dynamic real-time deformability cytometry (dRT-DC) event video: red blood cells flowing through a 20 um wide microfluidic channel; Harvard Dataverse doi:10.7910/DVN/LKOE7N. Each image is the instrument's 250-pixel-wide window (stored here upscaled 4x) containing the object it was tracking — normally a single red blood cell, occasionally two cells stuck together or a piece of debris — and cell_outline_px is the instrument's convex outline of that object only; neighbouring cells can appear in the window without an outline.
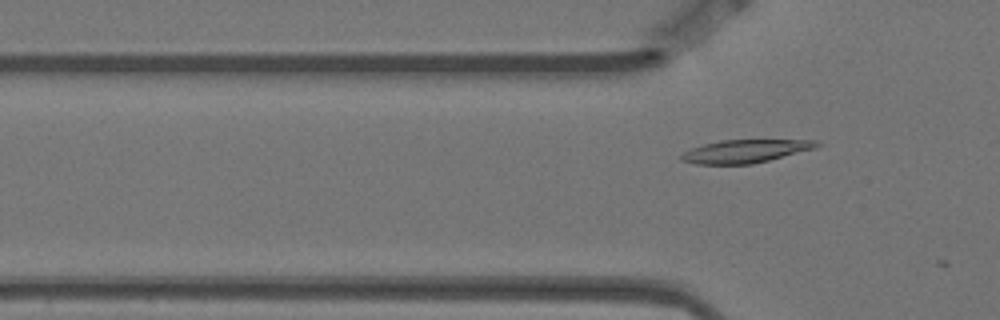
{"species": "Egyptian fruit bat (a non-hibernating species)", "species_latin": "Rousettus aegyptiacus", "temperature_condition": "warm", "stored_images_in_passage": 5, "camera_frame_rate_fps": 3000, "um_per_image_px": 0.085, "animal": {"sex": "female"}, "frame": {"image": 1, "passage_image": 5, "time_ms": 1.333, "image_size_px": [1000, 320], "cell_outline_px": [[820, 144], [816, 148], [752, 164], [696, 164], [680, 160], [680, 156], [684, 152], [692, 148], [704, 144], [720, 140], [816, 140]], "centroid_in_image_um": [63.33, 12.85], "position_along_channel_um": 62.5, "area_um2": 18.03}}